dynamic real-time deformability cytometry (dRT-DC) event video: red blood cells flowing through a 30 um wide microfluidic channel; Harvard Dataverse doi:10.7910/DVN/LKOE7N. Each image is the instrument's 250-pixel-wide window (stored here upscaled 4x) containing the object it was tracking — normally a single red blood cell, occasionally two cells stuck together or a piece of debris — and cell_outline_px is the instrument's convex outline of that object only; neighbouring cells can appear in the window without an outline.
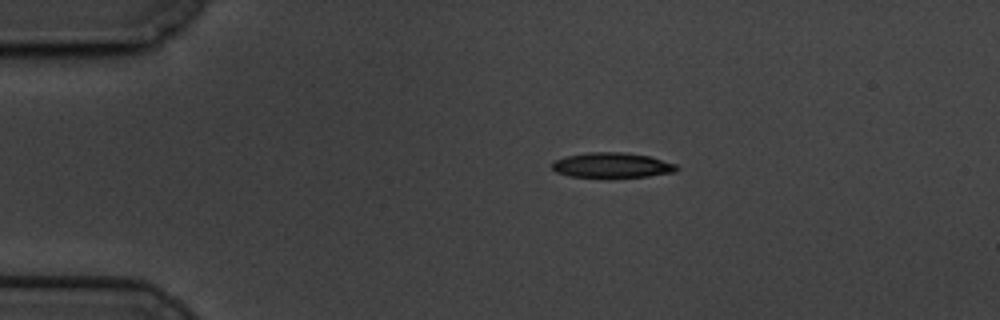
{"species": "common noctule bat (a hibernating species)", "species_latin": "Nyctalus noctula", "temperature_condition": "cold", "stored_images_in_passage": 49, "camera_frame_rate_fps": 3000, "um_per_image_px": 0.085, "animal": {"sex": "male", "body_mass_g": 19.5, "forearm_length_mm": 54.6}, "frame": {"image": 1, "passage_image": 1, "time_ms": 0.0, "image_size_px": [1000, 320], "cell_outline_px": [[680, 168], [676, 172], [648, 176], [608, 180], [568, 176], [556, 172], [552, 168], [552, 160], [564, 156], [588, 152], [624, 152], [648, 156], [676, 164]], "centroid_in_image_um": [51.98, 14.08], "position_along_channel_um": 33.0, "area_um2": 19.19}}
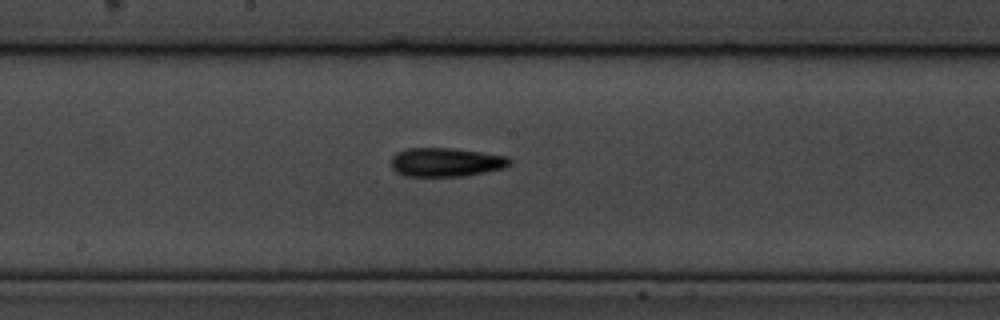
{"frame": {"image": 2, "passage_image": 21, "time_ms": 6.667, "image_size_px": [1000, 320], "cell_outline_px": [[512, 164], [504, 168], [464, 176], [404, 176], [396, 172], [392, 168], [392, 156], [396, 152], [408, 148], [452, 148], [508, 156], [512, 160]], "centroid_in_image_um": [37.91, 13.78], "position_along_channel_um": 210.3, "area_um2": 20.0}}
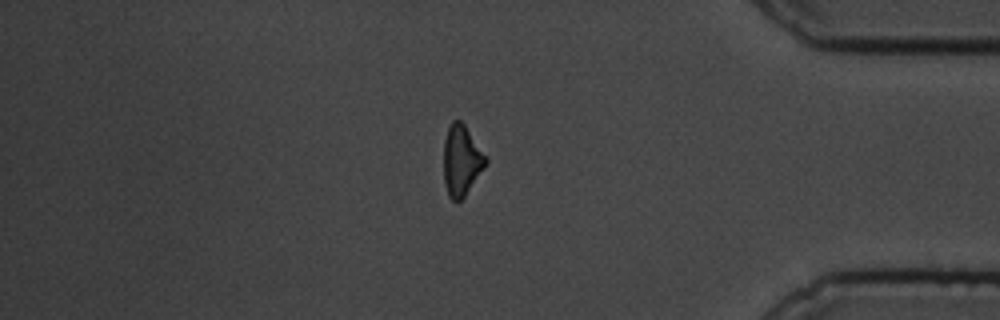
{"frame": {"image": 3, "passage_image": 40, "time_ms": 13.0, "image_size_px": [1000, 320], "cell_outline_px": [[488, 164], [464, 196], [460, 200], [452, 200], [448, 196], [444, 184], [444, 140], [448, 128], [452, 120], [460, 120], [464, 124], [488, 160]], "centroid_in_image_um": [39.22, 13.65], "position_along_channel_um": 396.0, "area_um2": 17.17}, "authors_computed_cell_mechanics": {"area_um2": 18.8428, "velocity_mm_per_s": 3.3615, "shape_relaxation_time_tau1_ms": 5.7718, "shape_relaxation_time_tau2_ms": 9.1973, "deformation_change_tau1": 0.1695, "deformation_change_tau2": 0.2164}}